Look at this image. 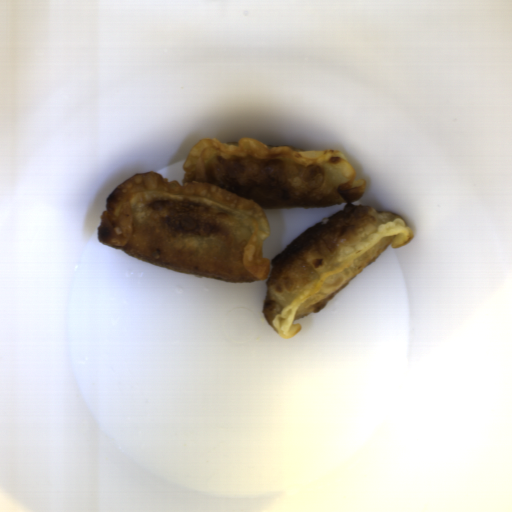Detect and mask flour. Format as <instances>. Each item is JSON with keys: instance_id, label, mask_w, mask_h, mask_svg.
I'll use <instances>...</instances> for the list:
<instances>
[{"instance_id": "c2a2500e", "label": "flour", "mask_w": 512, "mask_h": 512, "mask_svg": "<svg viewBox=\"0 0 512 512\" xmlns=\"http://www.w3.org/2000/svg\"><path fill=\"white\" fill-rule=\"evenodd\" d=\"M183 182L137 172L105 198L97 240L164 269L227 282L267 281L262 313L277 335L292 338L294 323L324 307L390 246L415 238L398 213L359 201L357 178L341 150H302L253 137L221 142L203 137L182 161ZM343 210L308 227L271 260L265 209Z\"/></svg>"}]
</instances>
